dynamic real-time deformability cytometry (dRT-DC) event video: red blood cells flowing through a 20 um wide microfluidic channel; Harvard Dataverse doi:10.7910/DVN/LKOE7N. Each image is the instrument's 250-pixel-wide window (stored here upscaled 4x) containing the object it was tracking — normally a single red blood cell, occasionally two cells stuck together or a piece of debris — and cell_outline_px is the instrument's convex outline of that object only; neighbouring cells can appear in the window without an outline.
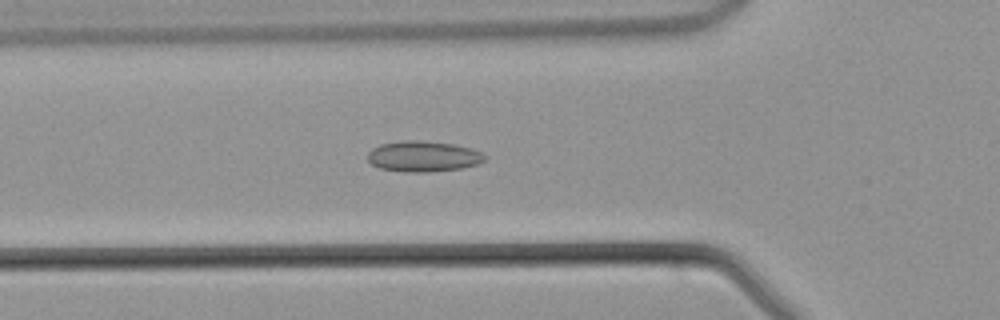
{"species": "common noctule bat (a hibernating species)", "species_latin": "Nyctalus noctula", "temperature_condition": "warm", "stored_images_in_passage": 38, "camera_frame_rate_fps": 3000, "um_per_image_px": 0.085, "animal": {"sex": "male", "body_mass_g": 21.5, "forearm_length_mm": 52.0}, "frame": {"image": 1, "passage_image": 14, "time_ms": 4.333, "image_size_px": [1000, 320], "cell_outline_px": [[488, 156], [484, 160], [476, 164], [460, 168], [428, 172], [404, 172], [380, 168], [372, 164], [368, 160], [368, 152], [372, 148], [380, 144], [404, 140], [416, 140], [456, 144], [472, 148], [484, 152]], "centroid_in_image_um": [36.0, 13.28], "position_along_channel_um": 89.8, "area_um2": 21.1}}
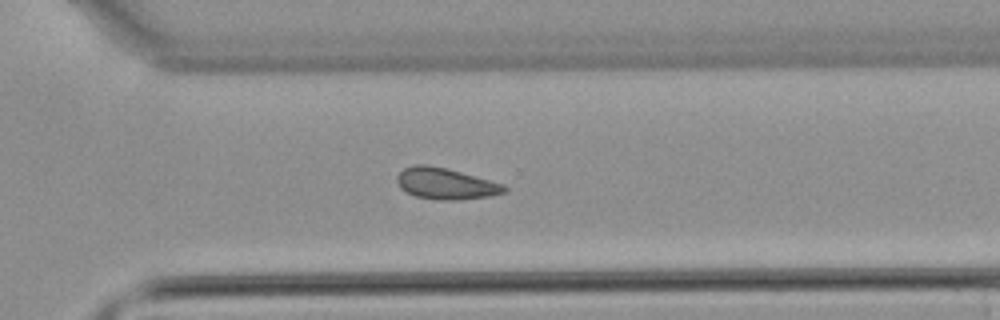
{"frame": {"image": 2, "passage_image": 30, "time_ms": 9.667, "image_size_px": [1000, 320], "cell_outline_px": [[508, 188], [504, 192], [488, 196], [460, 200], [444, 200], [416, 196], [400, 188], [396, 180], [396, 176], [404, 168], [412, 164], [428, 164], [448, 168], [504, 184]], "centroid_in_image_um": [37.86, 15.59], "position_along_channel_um": 332.7, "area_um2": 19.59}}
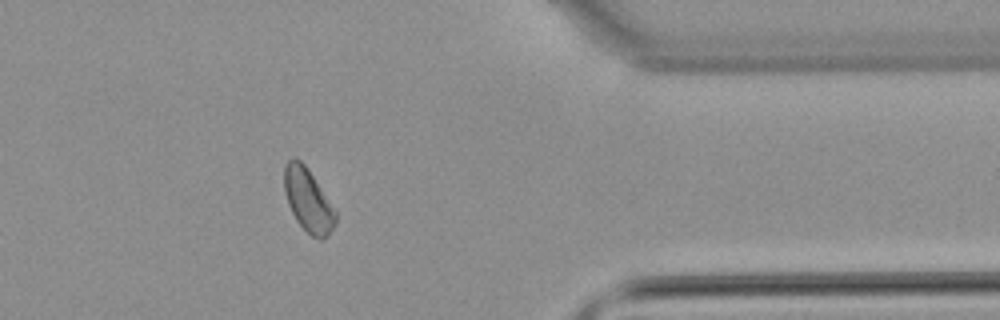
{"frame": {"image": 3, "passage_image": 35, "time_ms": 11.333, "image_size_px": [1000, 320], "cell_outline_px": [[336, 224], [324, 240], [320, 240], [312, 236], [296, 220], [288, 204], [284, 192], [284, 164], [288, 160], [300, 160], [304, 164], [336, 212]], "centroid_in_image_um": [26.17, 17.05], "position_along_channel_um": 385.2, "area_um2": 18.44}}